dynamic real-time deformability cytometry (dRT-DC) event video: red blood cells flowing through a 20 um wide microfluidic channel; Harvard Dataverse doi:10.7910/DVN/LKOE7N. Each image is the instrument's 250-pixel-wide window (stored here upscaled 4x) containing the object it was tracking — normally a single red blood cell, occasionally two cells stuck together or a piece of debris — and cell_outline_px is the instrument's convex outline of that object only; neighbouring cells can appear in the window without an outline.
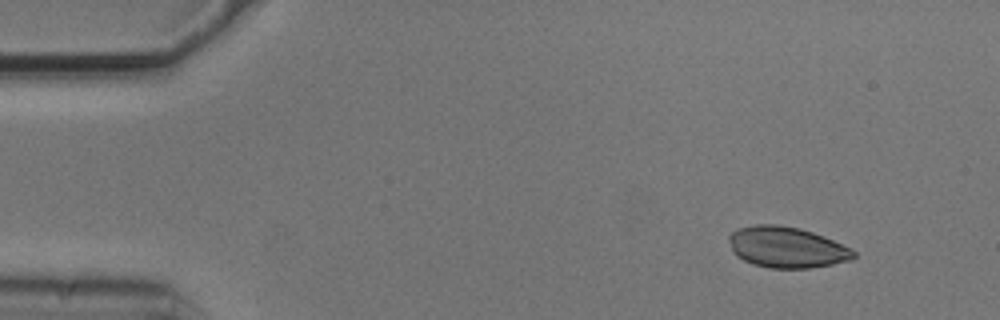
{"species": "common noctule bat (a hibernating species)", "species_latin": "Nyctalus noctula", "temperature_condition": "cold", "stored_images_in_passage": 4, "camera_frame_rate_fps": 3000, "um_per_image_px": 0.085, "animal": {"sex": "male", "body_mass_g": 20.5, "forearm_length_mm": 52.5}, "frame": {"image": 1, "passage_image": 1, "time_ms": 0.0, "image_size_px": [1000, 320], "cell_outline_px": [[856, 256], [852, 260], [832, 264], [808, 268], [768, 268], [752, 264], [736, 256], [732, 252], [728, 240], [728, 236], [736, 228], [756, 224], [776, 224], [800, 228], [824, 236], [856, 252]], "centroid_in_image_um": [66.82, 21.01], "position_along_channel_um": 18.2, "area_um2": 29.88}}